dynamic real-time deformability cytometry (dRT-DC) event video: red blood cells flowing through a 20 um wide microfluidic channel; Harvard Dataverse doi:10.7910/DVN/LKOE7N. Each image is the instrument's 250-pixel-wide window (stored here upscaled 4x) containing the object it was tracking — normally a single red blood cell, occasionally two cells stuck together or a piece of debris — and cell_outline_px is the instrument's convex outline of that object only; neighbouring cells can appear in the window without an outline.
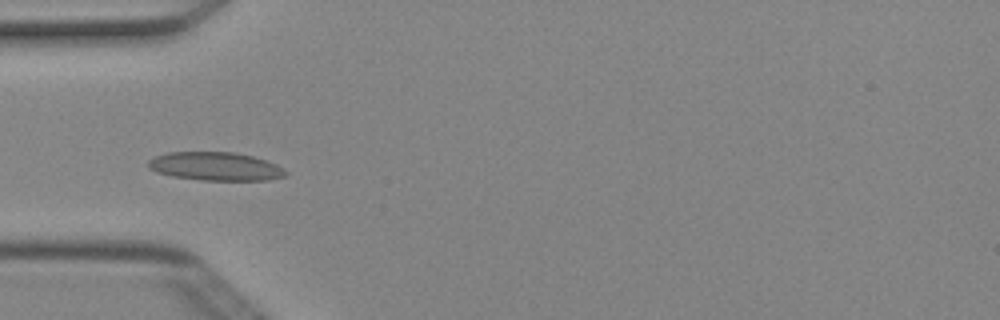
{"species": "Egyptian fruit bat (a non-hibernating species)", "species_latin": "Rousettus aegyptiacus", "temperature_condition": "cold", "stored_images_in_passage": 7, "camera_frame_rate_fps": 3000, "um_per_image_px": 0.085, "animal": {"sex": "female"}, "frame": {"image": 1, "passage_image": 5, "time_ms": 1.333, "image_size_px": [1000, 320], "cell_outline_px": [[288, 176], [268, 180], [200, 180], [172, 176], [156, 172], [148, 168], [148, 160], [156, 156], [168, 152], [232, 152], [252, 156], [276, 164], [284, 168], [288, 172]], "centroid_in_image_um": [18.33, 14.15], "position_along_channel_um": 66.7, "area_um2": 22.83}}
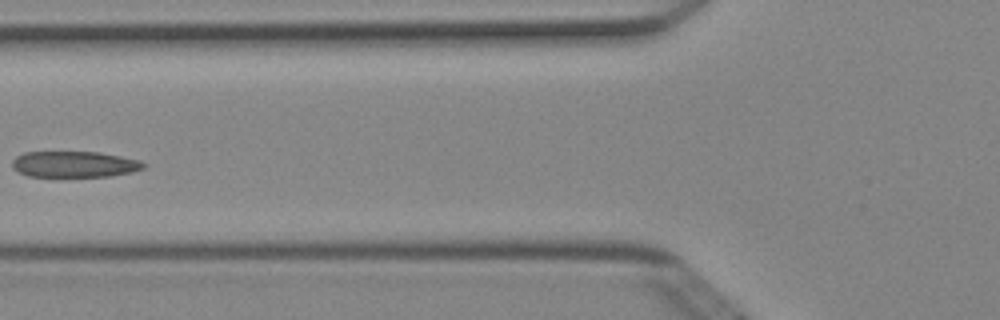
{"frame": {"image": 2, "passage_image": 6, "time_ms": 1.667, "image_size_px": [1000, 320], "cell_outline_px": [[148, 164], [144, 168], [132, 172], [108, 176], [28, 176], [12, 168], [12, 160], [16, 156], [24, 152], [100, 152], [140, 160]], "centroid_in_image_um": [6.34, 13.95], "position_along_channel_um": 119.5, "area_um2": 19.94}}
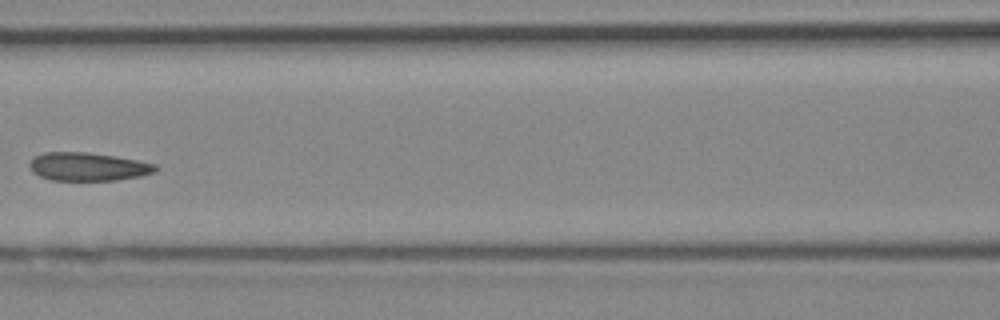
{"frame": {"image": 3, "passage_image": 7, "time_ms": 2.0, "image_size_px": [1000, 320], "cell_outline_px": [[160, 168], [152, 172], [140, 176], [116, 180], [48, 180], [32, 172], [28, 164], [36, 156], [44, 152], [84, 152], [116, 156], [156, 164]], "centroid_in_image_um": [7.46, 14.17], "position_along_channel_um": 159.1, "area_um2": 20.69}}